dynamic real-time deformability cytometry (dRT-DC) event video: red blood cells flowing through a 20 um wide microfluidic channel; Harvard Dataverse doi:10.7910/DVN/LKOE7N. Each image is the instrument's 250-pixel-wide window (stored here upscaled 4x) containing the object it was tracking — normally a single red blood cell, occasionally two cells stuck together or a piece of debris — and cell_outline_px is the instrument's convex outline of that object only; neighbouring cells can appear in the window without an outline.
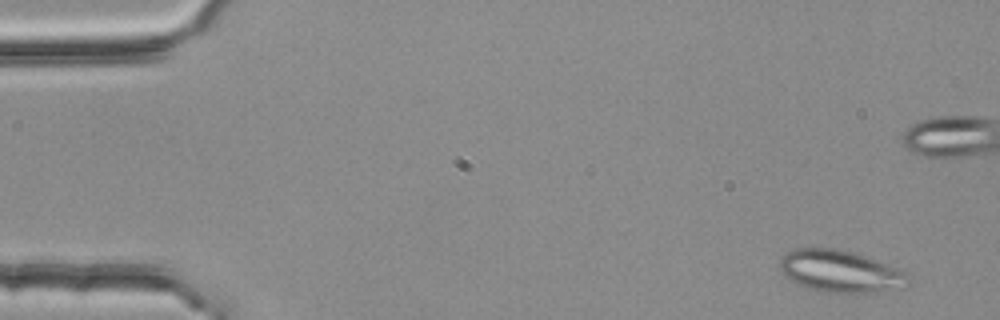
{"species": "common noctule bat (a hibernating species)", "species_latin": "Nyctalus noctula", "temperature_condition": "room temperature", "stored_images_in_passage": 4, "camera_frame_rate_fps": 3000, "um_per_image_px": 0.085, "animal": {"sex": "female", "body_mass_g": 25.1}, "frame": {"image": 1, "passage_image": 1, "time_ms": 0.0, "image_size_px": [1000, 320], "cell_outline_px": [[912, 280], [908, 288], [876, 292], [820, 292], [804, 288], [788, 280], [784, 276], [780, 268], [780, 256], [784, 252], [796, 248], [836, 248], [856, 252], [908, 272], [912, 276]], "centroid_in_image_um": [71.46, 23.07], "position_along_channel_um": 13.5, "area_um2": 32.48}}